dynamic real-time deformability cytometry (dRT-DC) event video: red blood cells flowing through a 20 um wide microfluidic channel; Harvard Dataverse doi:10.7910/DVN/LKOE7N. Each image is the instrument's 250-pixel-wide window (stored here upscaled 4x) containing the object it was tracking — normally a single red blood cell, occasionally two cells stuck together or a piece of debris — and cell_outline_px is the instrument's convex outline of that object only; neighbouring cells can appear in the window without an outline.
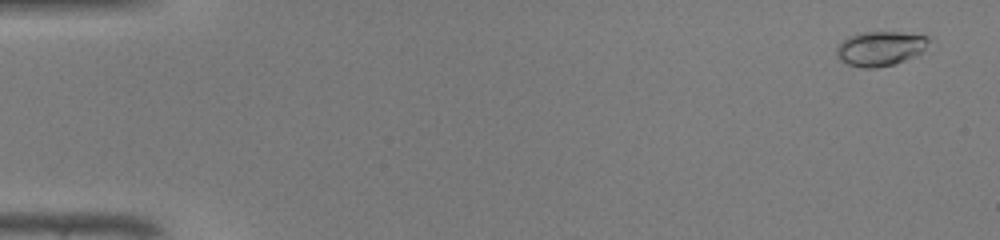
{"species": "common noctule bat (a hibernating species)", "species_latin": "Nyctalus noctula", "temperature_condition": "warm", "stored_images_in_passage": 48, "camera_frame_rate_fps": 3000, "um_per_image_px": 0.085, "animal": {"sex": "male", "body_mass_g": 19.0, "forearm_length_mm": 50.8}, "frame": {"image": 1, "passage_image": 3, "time_ms": 0.667, "image_size_px": [1000, 240], "cell_outline_px": [[928, 40], [924, 52], [916, 56], [892, 64], [876, 68], [864, 68], [848, 64], [840, 60], [836, 52], [836, 48], [848, 36], [860, 32], [900, 32], [928, 36]], "centroid_in_image_um": [74.82, 4.12], "position_along_channel_um": 10.2, "area_um2": 18.5}}
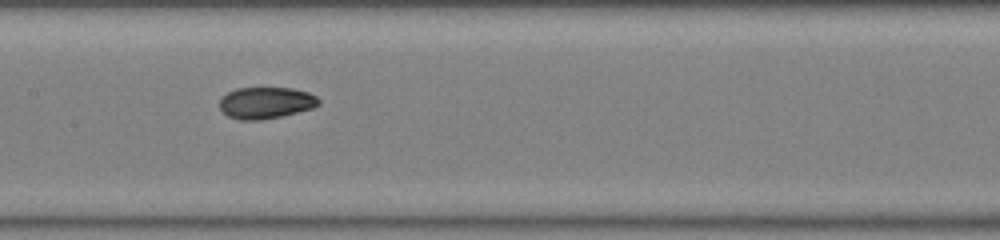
{"frame": {"image": 2, "passage_image": 25, "time_ms": 8.0, "image_size_px": [1000, 240], "cell_outline_px": [[320, 104], [312, 108], [280, 116], [260, 120], [240, 120], [228, 116], [220, 108], [220, 96], [236, 88], [292, 88], [308, 92], [316, 96], [320, 100]], "centroid_in_image_um": [22.58, 8.73], "position_along_channel_um": 184.8, "area_um2": 18.21}}
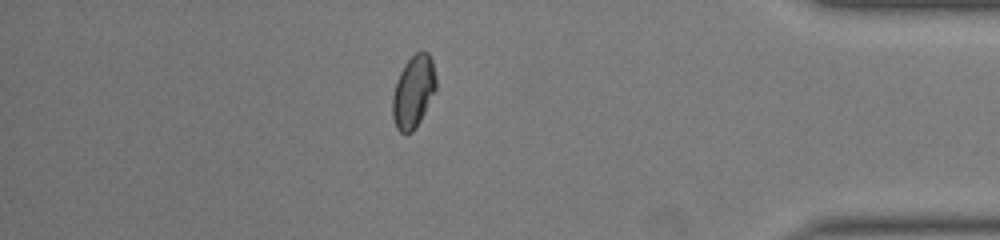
{"frame": {"image": 3, "passage_image": 42, "time_ms": 13.667, "image_size_px": [1000, 240], "cell_outline_px": [[436, 88], [416, 128], [412, 132], [400, 132], [396, 128], [392, 116], [392, 96], [396, 80], [404, 64], [416, 52], [428, 52], [432, 60], [436, 80]], "centroid_in_image_um": [35.11, 7.79], "position_along_channel_um": 400.1, "area_um2": 18.21}, "authors_computed_cell_mechanics": {"area_um2": 18.1203, "velocity_mm_per_s": 4.3739, "shape_relaxation_time_tau1_ms": 9.6474, "shape_relaxation_time_tau2_ms": 0.8196, "deformation_change_tau1": 0.2518, "deformation_change_tau2": 0.0348}}